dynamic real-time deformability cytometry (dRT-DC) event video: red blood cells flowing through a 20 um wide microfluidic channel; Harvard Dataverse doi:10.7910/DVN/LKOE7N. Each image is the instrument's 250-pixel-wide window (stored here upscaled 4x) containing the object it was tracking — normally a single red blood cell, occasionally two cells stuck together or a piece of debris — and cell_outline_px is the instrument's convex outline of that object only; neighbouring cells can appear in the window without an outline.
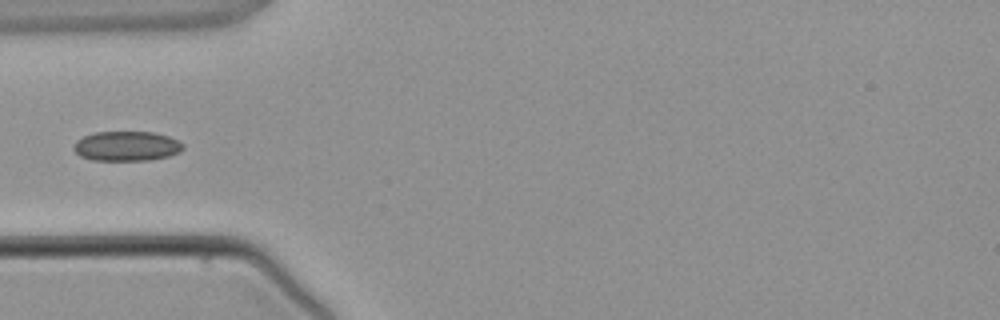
{"species": "common noctule bat (a hibernating species)", "species_latin": "Nyctalus noctula", "temperature_condition": "warm", "stored_images_in_passage": 3, "camera_frame_rate_fps": 3000, "um_per_image_px": 0.085, "animal": {"sex": "male", "body_mass_g": 21.5, "forearm_length_mm": 52.0}, "frame": {"image": 1, "passage_image": 3, "time_ms": 2.333, "image_size_px": [1000, 320], "cell_outline_px": [[184, 148], [180, 152], [168, 156], [148, 160], [92, 160], [80, 156], [72, 148], [76, 140], [84, 136], [96, 132], [152, 132], [168, 136], [184, 144]], "centroid_in_image_um": [10.75, 12.42], "position_along_channel_um": 74.2, "area_um2": 18.9}}